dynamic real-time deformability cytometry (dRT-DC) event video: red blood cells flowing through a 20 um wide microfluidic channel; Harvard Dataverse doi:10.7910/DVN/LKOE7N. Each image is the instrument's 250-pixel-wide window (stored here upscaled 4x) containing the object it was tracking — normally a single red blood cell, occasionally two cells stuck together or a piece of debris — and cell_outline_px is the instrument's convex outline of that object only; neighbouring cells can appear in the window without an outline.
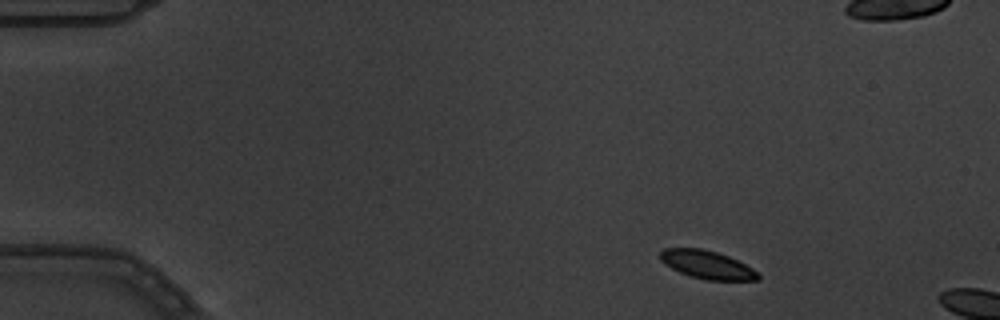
{"species": "common noctule bat (a hibernating species)", "species_latin": "Nyctalus noctula", "temperature_condition": "warm", "stored_images_in_passage": 6, "camera_frame_rate_fps": 3000, "um_per_image_px": 0.085, "animal": {"sex": "male", "body_mass_g": 19.5, "forearm_length_mm": 54.6}, "frame": {"image": 1, "passage_image": 1, "time_ms": 0.0, "image_size_px": [1000, 320], "cell_outline_px": [[760, 280], [704, 280], [680, 272], [664, 264], [660, 260], [660, 252], [664, 248], [700, 248], [716, 252], [728, 256], [760, 272]], "centroid_in_image_um": [60.11, 22.5], "position_along_channel_um": 24.9, "area_um2": 16.01}}